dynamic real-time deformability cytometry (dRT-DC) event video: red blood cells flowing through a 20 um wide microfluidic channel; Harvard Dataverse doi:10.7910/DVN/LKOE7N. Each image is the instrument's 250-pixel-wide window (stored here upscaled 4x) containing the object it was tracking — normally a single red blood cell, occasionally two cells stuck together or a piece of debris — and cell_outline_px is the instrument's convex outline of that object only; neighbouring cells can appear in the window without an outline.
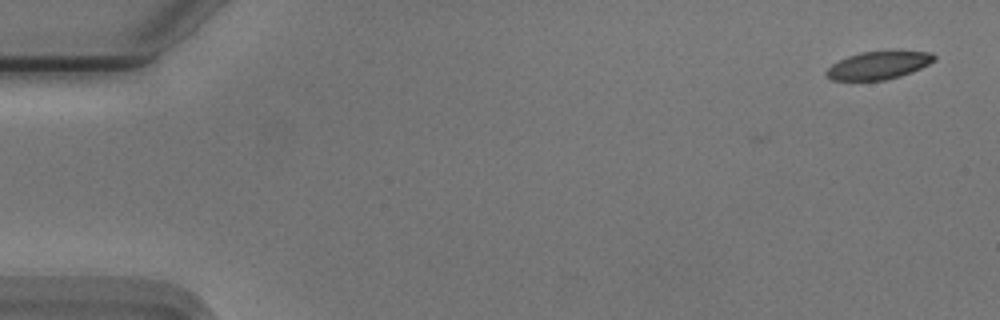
{"species": "Egyptian fruit bat (a non-hibernating species)", "species_latin": "Rousettus aegyptiacus", "temperature_condition": "cold", "stored_images_in_passage": 45, "camera_frame_rate_fps": 3000, "um_per_image_px": 0.085, "animal": {"sex": "male"}, "frame": {"image": 1, "passage_image": 1, "time_ms": 0.0, "image_size_px": [1000, 320], "cell_outline_px": [[936, 60], [912, 72], [900, 76], [884, 80], [832, 80], [824, 72], [832, 64], [848, 56], [860, 52], [900, 48], [932, 52], [936, 56]], "centroid_in_image_um": [74.76, 5.49], "position_along_channel_um": 10.2, "area_um2": 18.21}}
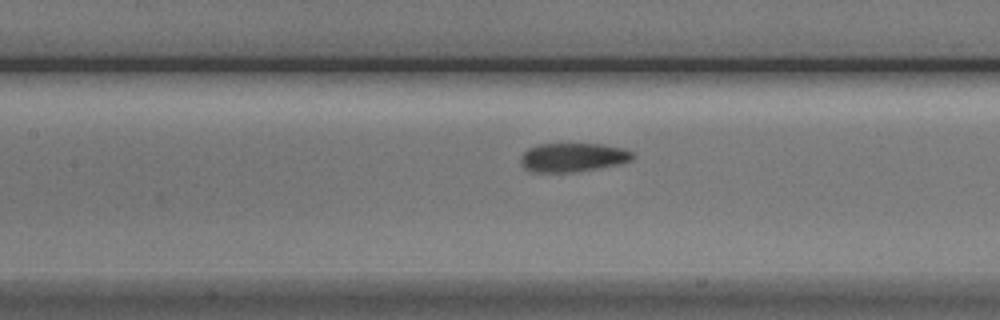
{"frame": {"image": 2, "passage_image": 24, "time_ms": 7.667, "image_size_px": [1000, 320], "cell_outline_px": [[636, 156], [632, 160], [620, 164], [576, 172], [532, 172], [524, 168], [520, 164], [520, 156], [528, 148], [540, 144], [600, 144], [624, 148], [632, 152]], "centroid_in_image_um": [48.69, 13.38], "position_along_channel_um": 158.7, "area_um2": 19.02}}
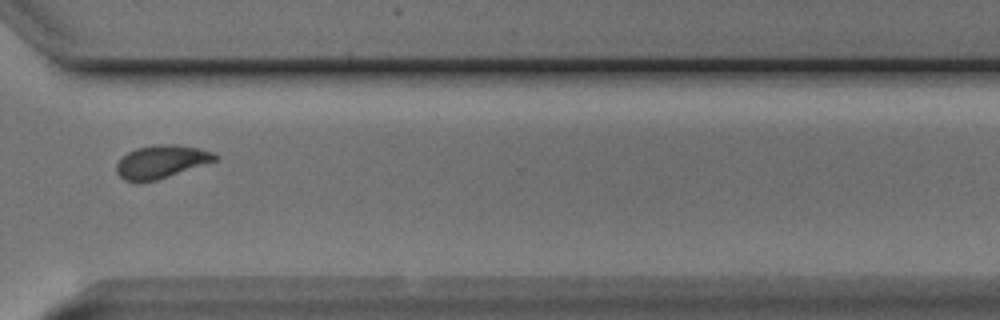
{"frame": {"image": 3, "passage_image": 40, "time_ms": 13.0, "image_size_px": [1000, 320], "cell_outline_px": [[220, 156], [216, 160], [156, 180], [124, 180], [116, 172], [116, 164], [128, 152], [136, 148], [156, 144], [176, 144], [196, 148], [212, 152]], "centroid_in_image_um": [13.71, 13.72], "position_along_channel_um": 356.9, "area_um2": 18.44}, "authors_computed_cell_mechanics": {"area_um2": 19.0162, "velocity_mm_per_s": 3.7128, "shape_relaxation_time_tau1_ms": 3.9559, "shape_relaxation_time_tau2_ms": 1.8274, "deformation_change_tau1": 0.1099, "deformation_change_tau2": 0.0526}}